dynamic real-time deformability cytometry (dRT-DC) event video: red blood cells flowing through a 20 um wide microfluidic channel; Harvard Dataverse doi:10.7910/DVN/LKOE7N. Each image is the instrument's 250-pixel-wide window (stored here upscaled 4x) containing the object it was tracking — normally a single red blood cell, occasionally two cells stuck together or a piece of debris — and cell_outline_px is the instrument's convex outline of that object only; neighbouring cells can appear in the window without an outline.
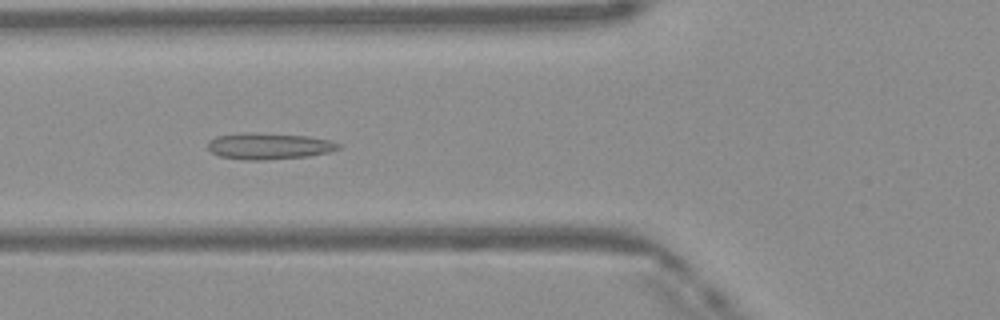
{"species": "Egyptian fruit bat (a non-hibernating species)", "species_latin": "Rousettus aegyptiacus", "temperature_condition": "warm", "stored_images_in_passage": 37, "camera_frame_rate_fps": 3000, "um_per_image_px": 0.085, "frame": {"image": 1, "passage_image": 6, "time_ms": 1.667, "image_size_px": [1000, 320], "cell_outline_px": [[340, 148], [328, 152], [308, 156], [264, 160], [244, 160], [220, 156], [212, 152], [208, 148], [208, 140], [216, 136], [244, 132], [308, 136], [328, 140], [340, 144]], "centroid_in_image_um": [22.82, 12.42], "position_along_channel_um": 103.0, "area_um2": 19.94}}
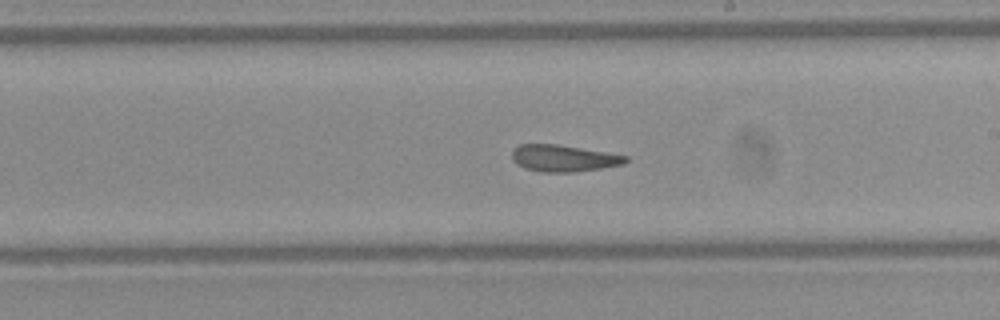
{"frame": {"image": 2, "passage_image": 16, "time_ms": 5.0, "image_size_px": [1000, 320], "cell_outline_px": [[628, 160], [624, 164], [576, 172], [540, 172], [524, 168], [516, 164], [512, 160], [512, 148], [520, 144], [556, 144], [628, 156]], "centroid_in_image_um": [47.85, 13.45], "position_along_channel_um": 241.2, "area_um2": 17.69}}
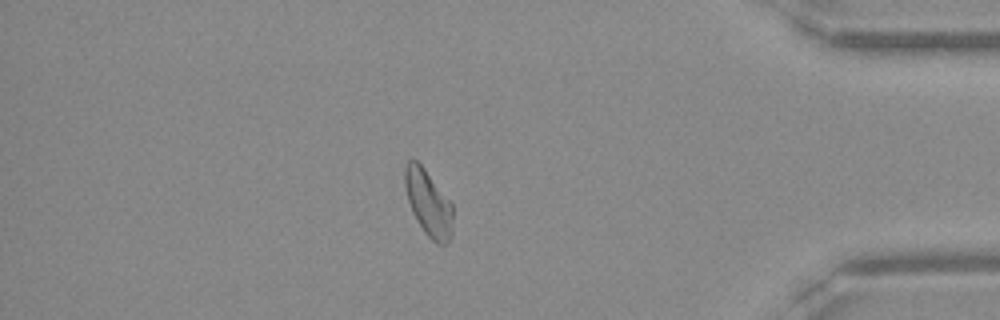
{"frame": {"image": 3, "passage_image": 30, "time_ms": 9.667, "image_size_px": [1000, 320], "cell_outline_px": [[452, 236], [444, 244], [436, 244], [424, 232], [416, 220], [412, 212], [408, 200], [404, 184], [404, 164], [408, 160], [416, 160], [424, 168], [452, 204]], "centroid_in_image_um": [36.39, 17.26], "position_along_channel_um": 398.8, "area_um2": 18.38}, "authors_computed_cell_mechanics": {"area_um2": 18.496, "velocity_mm_per_s": 4.1362, "shape_relaxation_time_tau1_ms": null, "shape_relaxation_time_tau2_ms": 2.4059, "deformation_change_tau1": null, "deformation_change_tau2": 0.11}}